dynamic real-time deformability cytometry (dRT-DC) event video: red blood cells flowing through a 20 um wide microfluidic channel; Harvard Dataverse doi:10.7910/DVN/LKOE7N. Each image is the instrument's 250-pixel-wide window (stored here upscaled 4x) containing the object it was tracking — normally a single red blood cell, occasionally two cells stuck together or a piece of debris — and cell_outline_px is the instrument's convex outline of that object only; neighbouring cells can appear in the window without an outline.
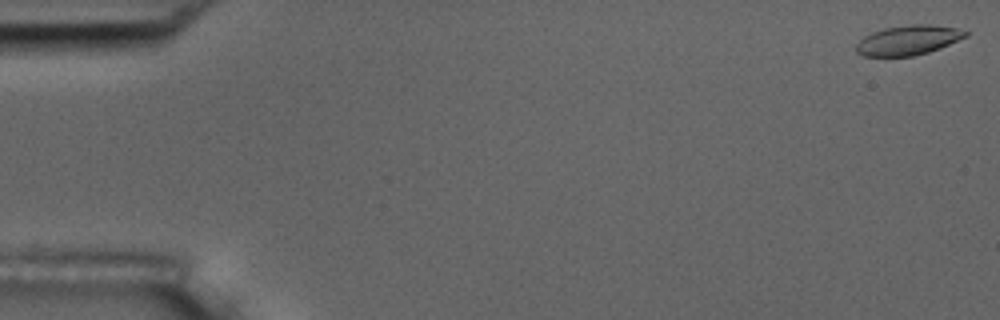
{"species": "common noctule bat (a hibernating species)", "species_latin": "Nyctalus noctula", "temperature_condition": "room temperature", "stored_images_in_passage": 5, "camera_frame_rate_fps": 3000, "um_per_image_px": 0.085, "animal": {"sex": "male", "body_mass_g": 17.5, "forearm_length_mm": 52.3}, "frame": {"image": 1, "passage_image": 1, "time_ms": 0.0, "image_size_px": [1000, 320], "cell_outline_px": [[968, 36], [940, 48], [928, 52], [912, 56], [864, 56], [856, 52], [856, 44], [864, 36], [872, 32], [884, 28], [912, 24], [928, 24], [956, 28], [968, 32]], "centroid_in_image_um": [77.19, 3.41], "position_along_channel_um": 7.8, "area_um2": 18.84}}
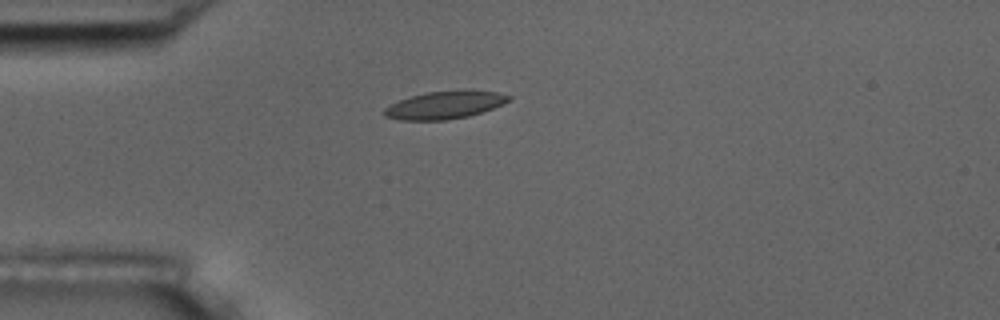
{"frame": {"image": 2, "passage_image": 5, "time_ms": 4.667, "image_size_px": [1000, 320], "cell_outline_px": [[512, 100], [492, 108], [468, 116], [444, 120], [400, 120], [384, 116], [384, 108], [400, 100], [412, 96], [428, 92], [460, 88], [472, 88], [496, 92], [512, 96]], "centroid_in_image_um": [37.86, 8.89], "position_along_channel_um": 47.1, "area_um2": 20.4}}